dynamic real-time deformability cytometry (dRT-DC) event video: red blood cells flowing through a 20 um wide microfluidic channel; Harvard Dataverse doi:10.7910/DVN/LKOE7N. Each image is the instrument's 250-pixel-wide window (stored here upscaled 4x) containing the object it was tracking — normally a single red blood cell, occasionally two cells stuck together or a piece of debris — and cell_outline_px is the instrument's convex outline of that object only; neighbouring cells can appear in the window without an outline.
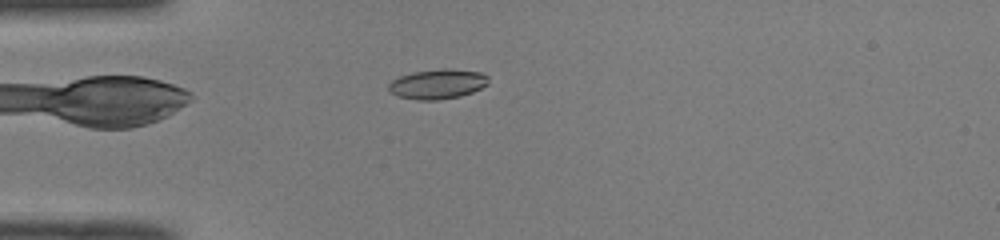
{"species": "common noctule bat (a hibernating species)", "species_latin": "Nyctalus noctula", "temperature_condition": "room temperature", "stored_images_in_passage": 41, "camera_frame_rate_fps": 3000, "um_per_image_px": 0.085, "animal": {"sex": "male", "body_mass_g": 19.0, "forearm_length_mm": 50.8}, "frame": {"image": 1, "passage_image": 5, "time_ms": 1.333, "image_size_px": [1000, 240], "cell_outline_px": [[488, 84], [472, 92], [460, 96], [436, 100], [416, 100], [396, 96], [388, 88], [388, 84], [392, 80], [400, 76], [412, 72], [444, 68], [480, 72], [488, 76]], "centroid_in_image_um": [37.17, 7.14], "position_along_channel_um": 47.8, "area_um2": 17.28}}
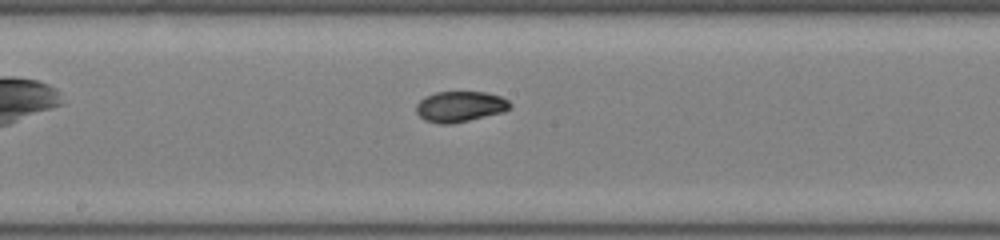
{"frame": {"image": 2, "passage_image": 18, "time_ms": 5.667, "image_size_px": [1000, 240], "cell_outline_px": [[512, 108], [504, 112], [452, 124], [440, 124], [424, 120], [416, 112], [416, 104], [420, 100], [436, 92], [484, 92], [500, 96], [508, 100], [512, 104]], "centroid_in_image_um": [39.13, 9.07], "position_along_channel_um": 209.1, "area_um2": 16.82}}
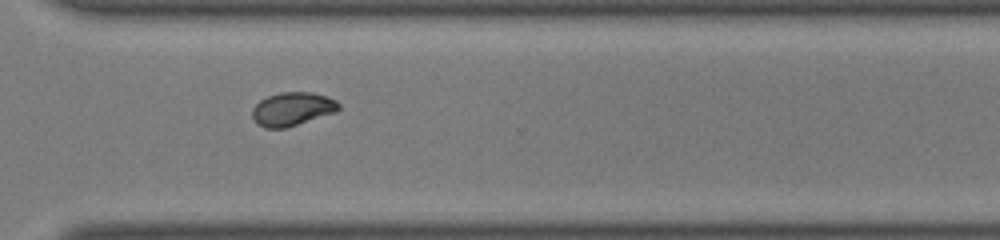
{"frame": {"image": 3, "passage_image": 28, "time_ms": 9.0, "image_size_px": [1000, 240], "cell_outline_px": [[340, 108], [336, 112], [284, 128], [264, 128], [252, 116], [252, 108], [260, 100], [268, 96], [280, 92], [312, 92], [336, 100], [340, 104]], "centroid_in_image_um": [24.85, 9.25], "position_along_channel_um": 345.7, "area_um2": 16.65}, "authors_computed_cell_mechanics": {"area_um2": 16.8776, "velocity_mm_per_s": 4.0885, "shape_relaxation_time_tau1_ms": 9.688, "shape_relaxation_time_tau2_ms": 2.1947, "deformation_change_tau1": 0.2315, "deformation_change_tau2": 0.0457}}